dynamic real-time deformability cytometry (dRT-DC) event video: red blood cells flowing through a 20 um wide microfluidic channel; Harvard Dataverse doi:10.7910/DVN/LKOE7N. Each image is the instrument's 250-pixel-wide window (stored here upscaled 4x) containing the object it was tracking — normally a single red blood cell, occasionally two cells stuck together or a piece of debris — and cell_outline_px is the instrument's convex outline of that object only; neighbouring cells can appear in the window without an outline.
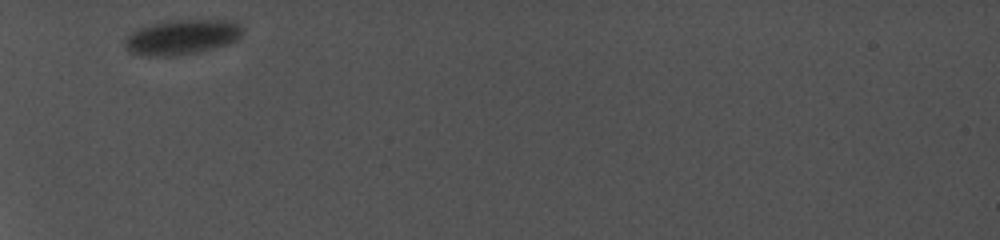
{"species": "common noctule bat (a hibernating species)", "species_latin": "Nyctalus noctula", "temperature_condition": "cold", "stored_images_in_passage": 54, "camera_frame_rate_fps": 5000, "um_per_image_px": 0.085, "animal": {"sex": "female", "body_mass_g": 19.0, "forearm_length_mm": 56.7}, "frame": {"image": 1, "passage_image": 1, "time_ms": 0.0, "image_size_px": [1000, 240], "cell_outline_px": [[244, 32], [236, 40], [228, 44], [200, 52], [172, 56], [144, 56], [128, 52], [124, 48], [124, 40], [136, 28], [144, 24], [164, 20], [228, 20], [240, 24], [244, 28]], "centroid_in_image_um": [15.42, 3.14], "position_along_channel_um": 69.6, "area_um2": 24.62}}
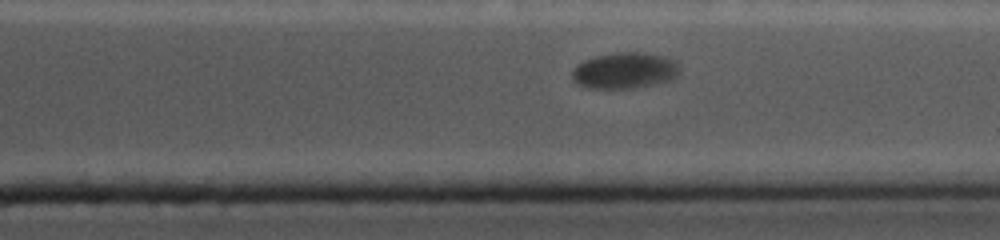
{"frame": {"image": 2, "passage_image": 43, "time_ms": 8.4, "image_size_px": [1000, 240], "cell_outline_px": [[680, 76], [672, 80], [656, 84], [636, 88], [588, 88], [576, 84], [572, 80], [572, 72], [576, 64], [584, 60], [596, 56], [624, 52], [644, 52], [664, 56], [672, 60], [676, 64], [680, 72]], "centroid_in_image_um": [53.1, 6.01], "position_along_channel_um": 358.3, "area_um2": 22.83}}
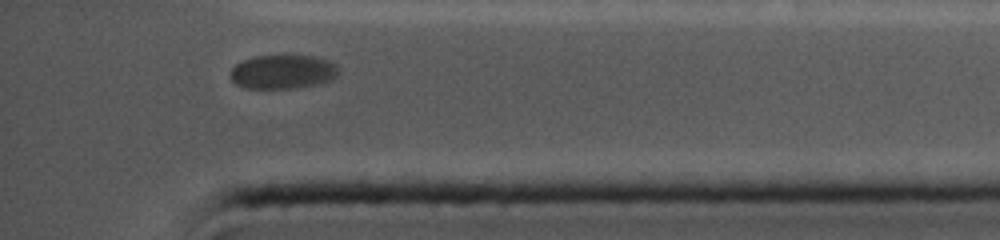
{"frame": {"image": 3, "passage_image": 51, "time_ms": 9.8, "image_size_px": [1000, 240], "cell_outline_px": [[340, 72], [332, 80], [316, 84], [296, 88], [248, 88], [236, 84], [232, 80], [232, 68], [236, 64], [244, 60], [256, 56], [316, 56], [332, 60], [340, 68]], "centroid_in_image_um": [24.12, 6.1], "position_along_channel_um": 411.1, "area_um2": 21.44}}